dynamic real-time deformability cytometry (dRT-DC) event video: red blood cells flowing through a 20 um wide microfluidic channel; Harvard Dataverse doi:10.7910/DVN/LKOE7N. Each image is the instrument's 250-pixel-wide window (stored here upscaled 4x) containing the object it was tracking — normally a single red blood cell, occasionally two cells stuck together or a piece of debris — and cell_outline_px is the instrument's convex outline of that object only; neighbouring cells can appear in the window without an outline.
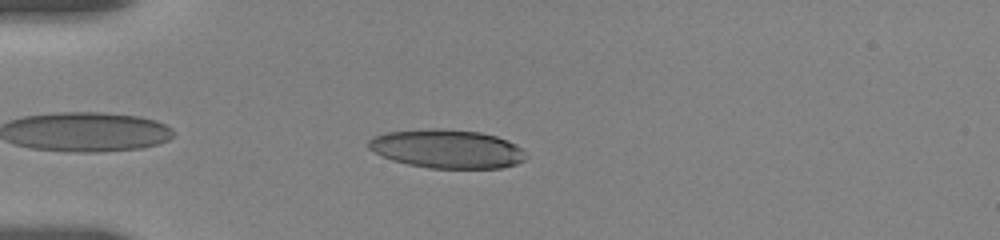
{"species": "human", "species_latin": "Homo sapiens", "temperature_condition": "room temperature", "stored_images_in_passage": 20, "camera_frame_rate_fps": 3000, "um_per_image_px": 0.085, "donor": {"sex": "female"}, "frame": {"image": 1, "passage_image": 4, "time_ms": 1.0, "image_size_px": [1000, 240], "cell_outline_px": [[528, 156], [524, 160], [516, 164], [500, 168], [428, 168], [408, 164], [392, 160], [368, 148], [368, 140], [372, 136], [388, 132], [432, 128], [440, 128], [480, 132], [496, 136], [508, 140], [516, 144]], "centroid_in_image_um": [38.01, 12.65], "position_along_channel_um": 47.0, "area_um2": 35.49}}
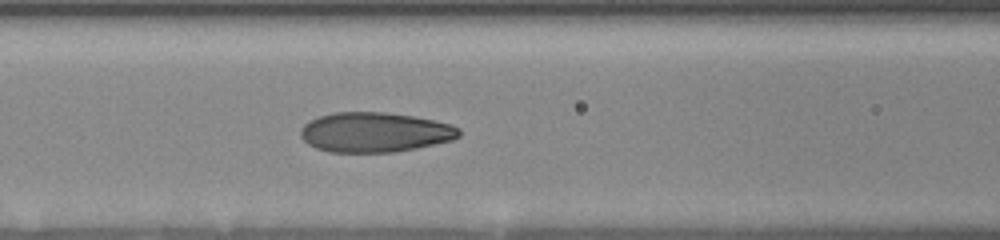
{"frame": {"image": 2, "passage_image": 10, "time_ms": 4.0, "image_size_px": [1000, 240], "cell_outline_px": [[460, 136], [452, 140], [416, 148], [396, 152], [328, 152], [316, 148], [308, 144], [300, 136], [300, 128], [308, 120], [332, 112], [384, 112], [412, 116], [452, 124], [460, 128]], "centroid_in_image_um": [31.83, 11.24], "position_along_channel_um": 134.8, "area_um2": 36.93}}
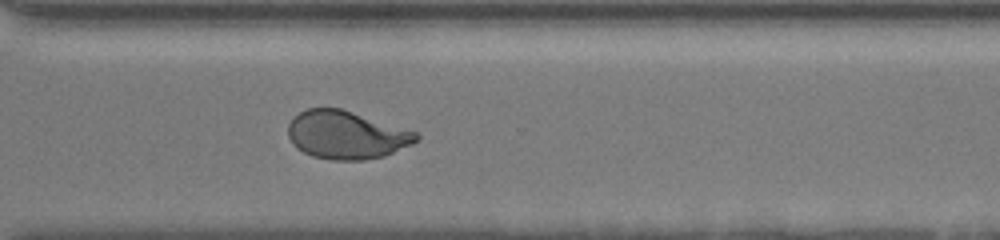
{"frame": {"image": 3, "passage_image": 20, "time_ms": 9.667, "image_size_px": [1000, 240], "cell_outline_px": [[420, 136], [412, 144], [384, 156], [364, 160], [332, 160], [312, 156], [296, 148], [292, 144], [288, 136], [288, 124], [292, 116], [308, 108], [340, 108], [416, 132]], "centroid_in_image_um": [29.39, 11.47], "position_along_channel_um": 341.2, "area_um2": 35.78}}